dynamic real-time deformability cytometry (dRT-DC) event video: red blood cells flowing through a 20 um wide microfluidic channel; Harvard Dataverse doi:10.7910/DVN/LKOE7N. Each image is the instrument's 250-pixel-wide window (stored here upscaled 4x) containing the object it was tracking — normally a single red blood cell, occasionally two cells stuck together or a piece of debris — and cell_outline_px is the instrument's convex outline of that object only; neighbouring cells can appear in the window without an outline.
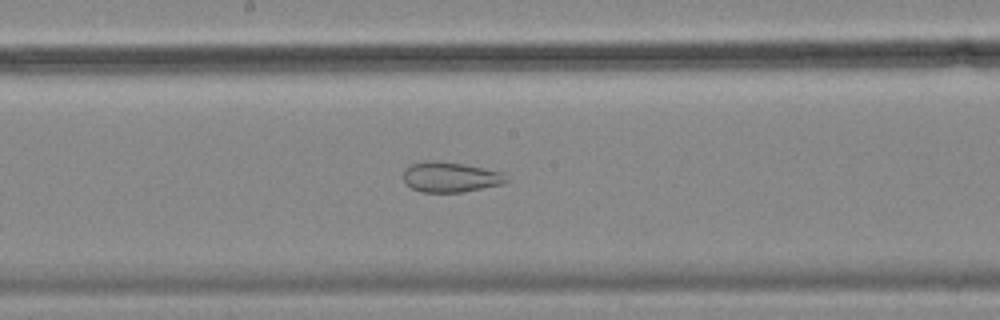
{"species": "common noctule bat (a hibernating species)", "species_latin": "Nyctalus noctula", "temperature_condition": "cold", "stored_images_in_passage": 56, "camera_frame_rate_fps": 3000, "um_per_image_px": 0.085, "animal": {"sex": "female", "body_mass_g": 18.4}, "frame": {"image": 1, "passage_image": 30, "time_ms": 9.667, "image_size_px": [1000, 320], "cell_outline_px": [[512, 180], [504, 184], [464, 192], [420, 192], [412, 188], [404, 180], [404, 168], [408, 164], [424, 160], [436, 160], [464, 164], [500, 172]], "centroid_in_image_um": [38.28, 15.04], "position_along_channel_um": 209.9, "area_um2": 18.38}}
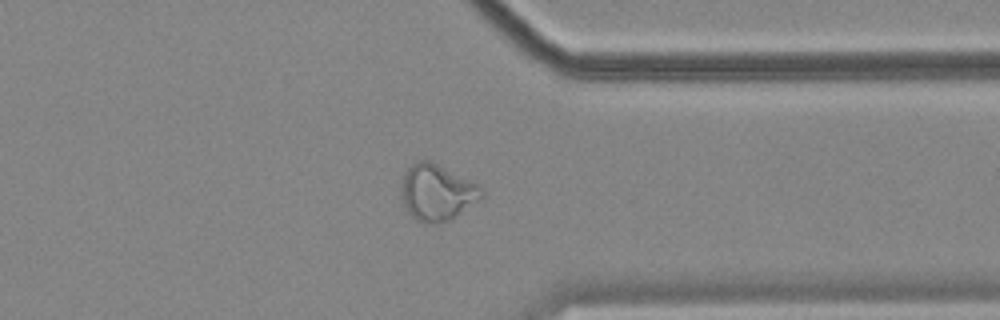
{"frame": {"image": 2, "passage_image": 44, "time_ms": 14.333, "image_size_px": [1000, 320], "cell_outline_px": [[484, 196], [452, 220], [440, 224], [432, 224], [416, 220], [408, 212], [400, 196], [400, 184], [404, 172], [416, 160], [428, 160], [484, 188]], "centroid_in_image_um": [37.11, 16.39], "position_along_channel_um": 374.3, "area_um2": 26.41}}
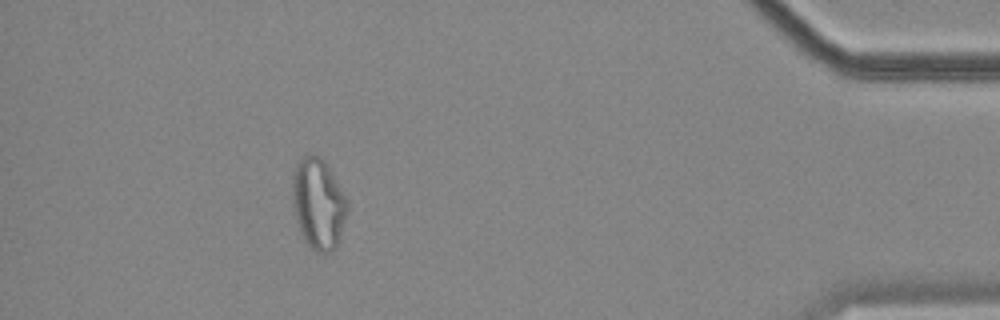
{"frame": {"image": 3, "passage_image": 51, "time_ms": 16.667, "image_size_px": [1000, 320], "cell_outline_px": [[348, 208], [340, 236], [336, 248], [332, 252], [316, 252], [304, 240], [300, 232], [292, 204], [292, 172], [296, 164], [304, 156], [320, 156], [324, 160], [348, 200]], "centroid_in_image_um": [27.05, 17.33], "position_along_channel_um": 408.2, "area_um2": 29.02}, "authors_computed_cell_mechanics": {"area_um2": 27.0215, "velocity_mm_per_s": 3.5906, "shape_relaxation_time_tau1_ms": null, "shape_relaxation_time_tau2_ms": 1.5389, "deformation_change_tau1": null, "deformation_change_tau2": 0.0839}}